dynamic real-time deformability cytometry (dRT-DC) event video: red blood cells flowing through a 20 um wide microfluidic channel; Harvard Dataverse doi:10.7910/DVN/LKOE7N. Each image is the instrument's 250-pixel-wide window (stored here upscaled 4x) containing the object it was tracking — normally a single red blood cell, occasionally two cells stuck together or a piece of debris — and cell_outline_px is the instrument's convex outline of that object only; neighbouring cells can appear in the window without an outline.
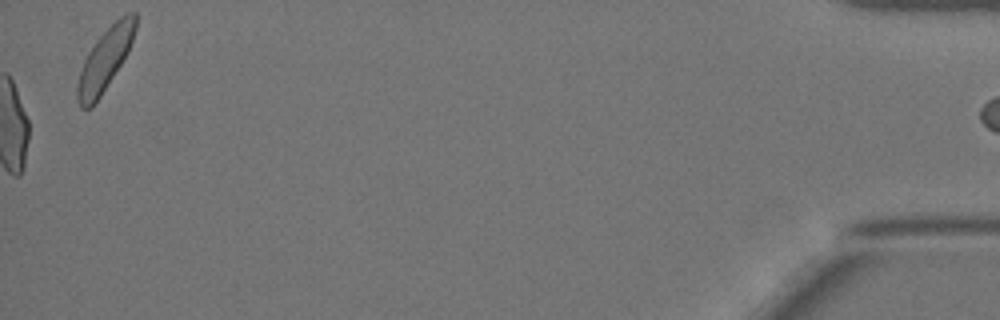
{"species": "Egyptian fruit bat (a non-hibernating species)", "species_latin": "Rousettus aegyptiacus", "temperature_condition": "warm", "stored_images_in_passage": 39, "camera_frame_rate_fps": 3000, "um_per_image_px": 0.085, "animal": {"sex": "female"}, "frame": {"image": 1, "passage_image": 39, "time_ms": 12.667, "image_size_px": [1000, 320], "cell_outline_px": [[136, 28], [128, 52], [100, 96], [92, 108], [80, 108], [76, 100], [76, 84], [84, 60], [88, 52], [96, 40], [120, 16], [128, 12], [136, 12]], "centroid_in_image_um": [8.9, 5.08], "position_along_channel_um": 426.3, "area_um2": 20.75}, "authors_computed_cell_mechanics": {"area_um2": 23.0044, "velocity_mm_per_s": 3.9517, "shape_relaxation_time_tau1_ms": 7.6192, "shape_relaxation_time_tau2_ms": 0.8553, "deformation_change_tau1": 0.2337, "deformation_change_tau2": 0.0812}}